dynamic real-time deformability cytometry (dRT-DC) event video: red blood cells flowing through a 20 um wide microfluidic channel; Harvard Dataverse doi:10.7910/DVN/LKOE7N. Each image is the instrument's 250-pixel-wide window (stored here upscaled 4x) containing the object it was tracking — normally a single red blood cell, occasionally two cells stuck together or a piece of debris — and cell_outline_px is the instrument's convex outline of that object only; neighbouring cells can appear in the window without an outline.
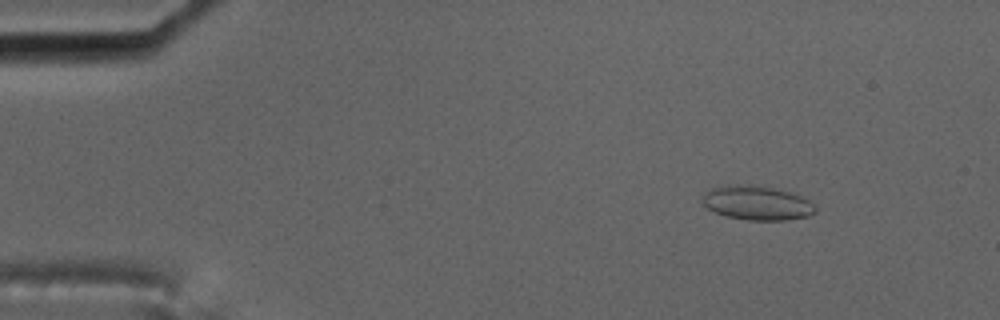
{"species": "common noctule bat (a hibernating species)", "species_latin": "Nyctalus noctula", "temperature_condition": "cold", "stored_images_in_passage": 30, "camera_frame_rate_fps": 3000, "um_per_image_px": 0.085, "animal": {"sex": "male", "body_mass_g": 17.5, "forearm_length_mm": 52.3}, "frame": {"image": 1, "passage_image": 8, "time_ms": 2.333, "image_size_px": [1000, 320], "cell_outline_px": [[816, 212], [808, 216], [784, 220], [748, 220], [724, 216], [708, 208], [704, 204], [704, 192], [712, 188], [748, 184], [752, 184], [772, 188], [788, 192], [800, 196], [808, 200], [816, 208]], "centroid_in_image_um": [64.35, 17.26], "position_along_channel_um": 20.6, "area_um2": 22.08}}
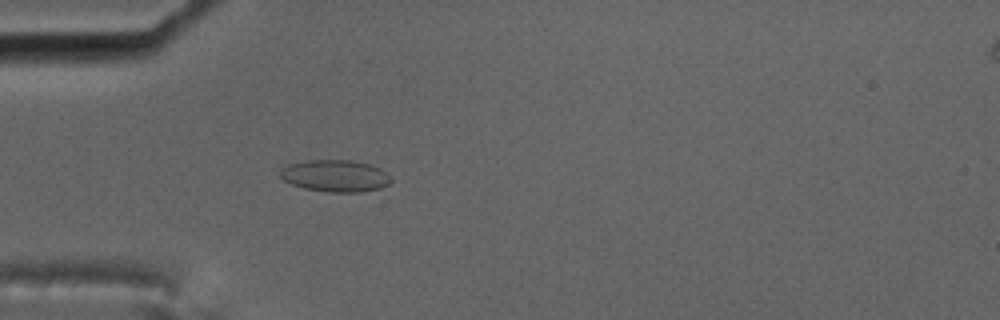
{"frame": {"image": 2, "passage_image": 18, "time_ms": 5.667, "image_size_px": [1000, 320], "cell_outline_px": [[392, 180], [388, 184], [380, 188], [360, 192], [328, 192], [304, 188], [292, 184], [284, 180], [280, 176], [280, 172], [288, 164], [308, 160], [352, 160], [372, 164], [380, 168]], "centroid_in_image_um": [28.51, 14.94], "position_along_channel_um": 56.5, "area_um2": 20.52}}